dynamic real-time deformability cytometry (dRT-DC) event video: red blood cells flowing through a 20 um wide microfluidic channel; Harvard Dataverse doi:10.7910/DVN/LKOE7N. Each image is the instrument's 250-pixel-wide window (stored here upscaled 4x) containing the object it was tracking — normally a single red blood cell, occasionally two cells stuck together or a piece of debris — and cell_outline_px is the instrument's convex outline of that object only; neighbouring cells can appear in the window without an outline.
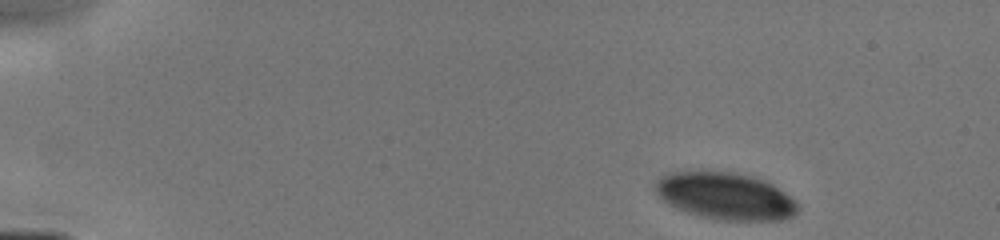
{"species": "human", "species_latin": "Homo sapiens", "temperature_condition": "cold", "stored_images_in_passage": 37, "camera_frame_rate_fps": 3000, "um_per_image_px": 0.085, "donor": {"sex": "male"}, "frame": {"image": 1, "passage_image": 1, "time_ms": 0.0, "image_size_px": [1000, 240], "cell_outline_px": [[800, 208], [792, 216], [784, 220], [720, 220], [696, 216], [676, 208], [668, 204], [652, 188], [656, 180], [672, 172], [736, 172], [752, 176], [764, 180], [772, 184], [796, 200]], "centroid_in_image_um": [61.67, 16.68], "position_along_channel_um": 23.3, "area_um2": 39.13}}
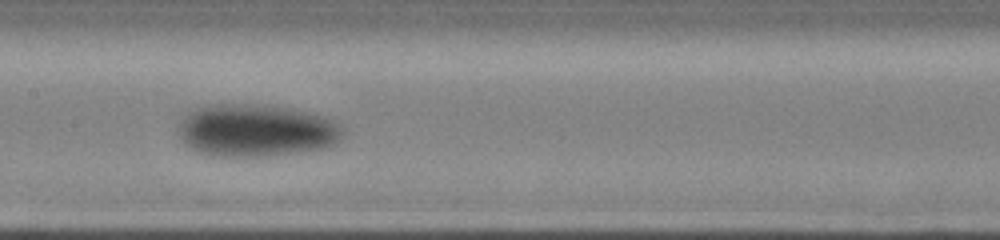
{"frame": {"image": 2, "passage_image": 18, "time_ms": 6.333, "image_size_px": [1000, 240], "cell_outline_px": [[344, 136], [336, 144], [324, 148], [264, 156], [220, 156], [200, 152], [184, 144], [176, 128], [176, 124], [180, 116], [196, 108], [208, 104], [264, 104], [288, 108], [308, 112], [324, 116], [340, 124], [344, 128]], "centroid_in_image_um": [21.74, 11.06], "position_along_channel_um": 185.7, "area_um2": 50.81}}
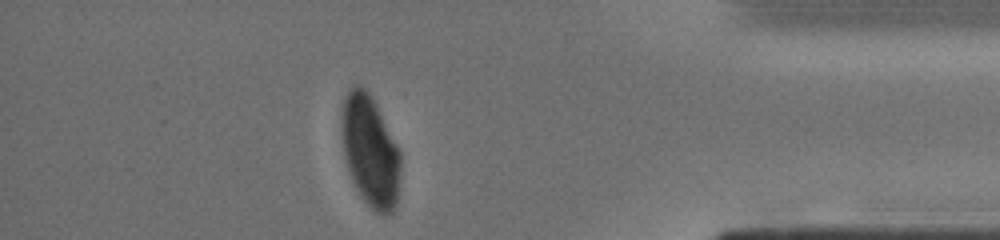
{"frame": {"image": 3, "passage_image": 32, "time_ms": 12.0, "image_size_px": [1000, 240], "cell_outline_px": [[400, 168], [396, 204], [392, 212], [376, 212], [364, 200], [356, 188], [352, 180], [344, 156], [340, 128], [340, 124], [344, 100], [348, 92], [356, 84], [360, 84], [372, 96], [400, 148]], "centroid_in_image_um": [31.46, 12.79], "position_along_channel_um": 403.7, "area_um2": 38.09}}